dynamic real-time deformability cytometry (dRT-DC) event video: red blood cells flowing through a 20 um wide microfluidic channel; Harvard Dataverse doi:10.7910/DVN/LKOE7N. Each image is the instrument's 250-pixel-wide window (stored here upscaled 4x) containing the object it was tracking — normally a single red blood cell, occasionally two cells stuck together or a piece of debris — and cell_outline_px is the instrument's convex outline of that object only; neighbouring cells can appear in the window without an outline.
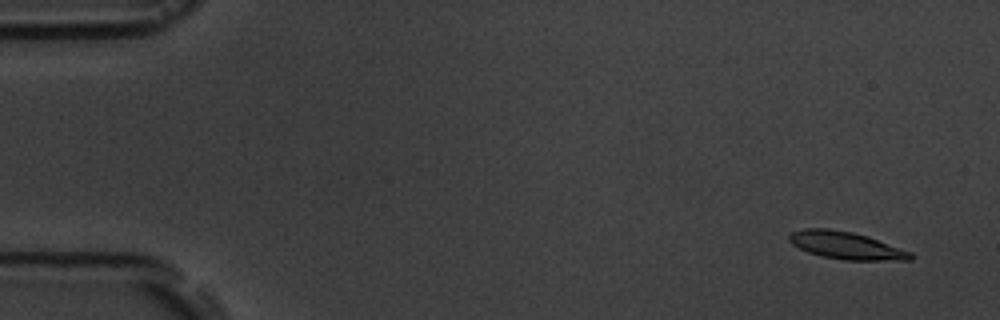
{"species": "common noctule bat (a hibernating species)", "species_latin": "Nyctalus noctula", "temperature_condition": "room temperature", "stored_images_in_passage": 6, "camera_frame_rate_fps": 3000, "um_per_image_px": 0.085, "animal": {"sex": "male", "body_mass_g": 19.5, "forearm_length_mm": 54.6}, "frame": {"image": 1, "passage_image": 1, "time_ms": 0.0, "image_size_px": [1000, 320], "cell_outline_px": [[912, 260], [844, 260], [820, 256], [808, 252], [792, 244], [788, 240], [788, 236], [792, 232], [804, 228], [828, 228], [852, 232], [868, 236], [912, 252]], "centroid_in_image_um": [71.9, 20.86], "position_along_channel_um": 13.1, "area_um2": 19.42}}
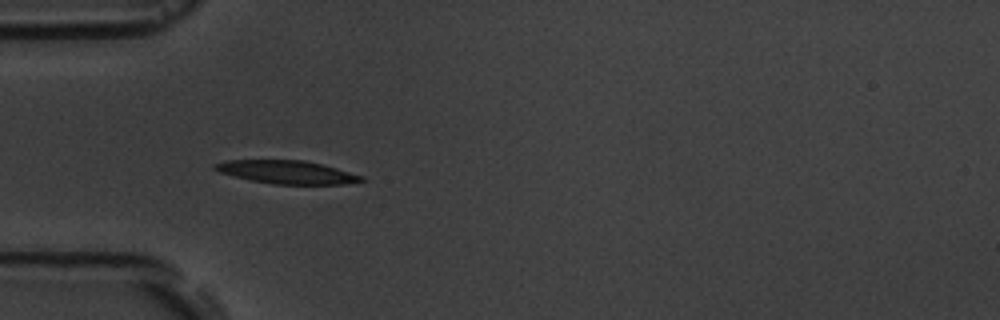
{"frame": {"image": 2, "passage_image": 5, "time_ms": 4.667, "image_size_px": [1000, 320], "cell_outline_px": [[364, 180], [344, 184], [272, 184], [252, 180], [220, 172], [212, 168], [212, 164], [228, 160], [304, 160], [336, 168], [364, 176]], "centroid_in_image_um": [24.37, 14.62], "position_along_channel_um": 60.6, "area_um2": 19.54}}
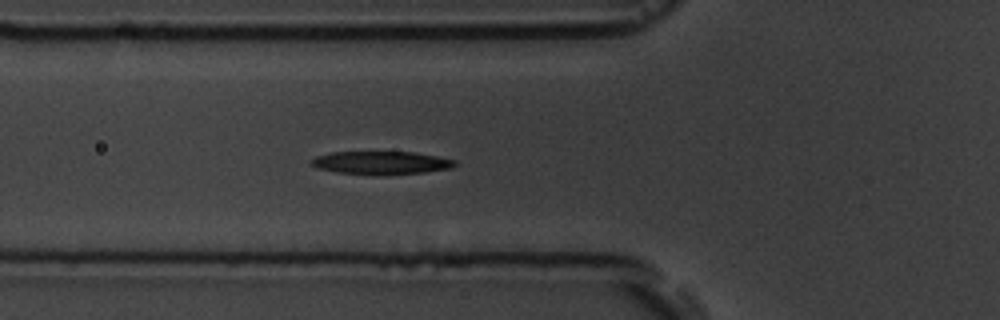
{"frame": {"image": 3, "passage_image": 6, "time_ms": 5.667, "image_size_px": [1000, 320], "cell_outline_px": [[456, 164], [452, 168], [424, 172], [376, 176], [336, 172], [316, 168], [312, 164], [312, 160], [316, 156], [332, 152], [412, 152], [436, 156], [456, 160]], "centroid_in_image_um": [32.39, 13.85], "position_along_channel_um": 93.4, "area_um2": 19.42}}